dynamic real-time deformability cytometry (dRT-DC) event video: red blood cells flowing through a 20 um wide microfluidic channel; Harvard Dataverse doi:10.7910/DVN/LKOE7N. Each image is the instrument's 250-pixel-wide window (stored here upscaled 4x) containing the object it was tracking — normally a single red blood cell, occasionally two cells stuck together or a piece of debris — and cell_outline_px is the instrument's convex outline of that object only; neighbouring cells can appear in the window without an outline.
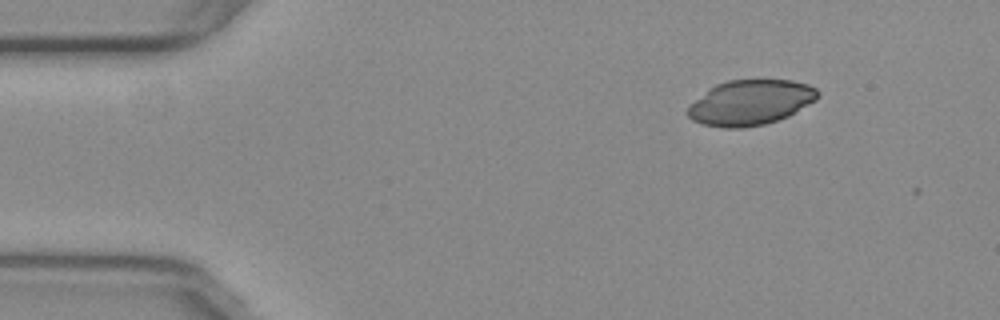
{"species": "common noctule bat (a hibernating species)", "species_latin": "Nyctalus noctula", "temperature_condition": "warm", "stored_images_in_passage": 2, "camera_frame_rate_fps": 3000, "um_per_image_px": 0.085, "animal": {"sex": "female", "body_mass_g": 29.2, "forearm_length_mm": 56.3}, "frame": {"image": 1, "passage_image": 1, "time_ms": 0.0, "image_size_px": [1000, 320], "cell_outline_px": [[820, 96], [816, 100], [788, 116], [764, 124], [744, 128], [724, 128], [704, 124], [692, 120], [684, 112], [696, 100], [716, 84], [728, 80], [792, 80], [808, 84], [816, 88], [820, 92]], "centroid_in_image_um": [63.82, 8.72], "position_along_channel_um": 21.2, "area_um2": 34.04}}